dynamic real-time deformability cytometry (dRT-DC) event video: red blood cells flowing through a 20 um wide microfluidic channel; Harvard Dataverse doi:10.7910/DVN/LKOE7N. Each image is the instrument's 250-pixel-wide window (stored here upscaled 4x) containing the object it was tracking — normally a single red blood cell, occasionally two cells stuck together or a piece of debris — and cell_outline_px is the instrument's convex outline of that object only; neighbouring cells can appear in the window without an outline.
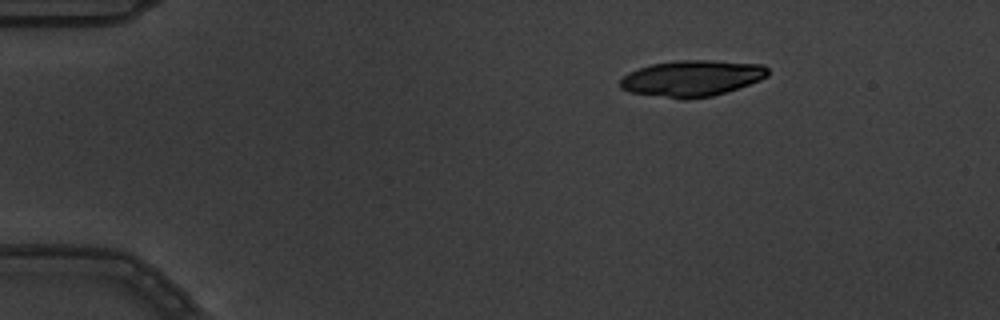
{"species": "common noctule bat (a hibernating species)", "species_latin": "Nyctalus noctula", "temperature_condition": "warm", "stored_images_in_passage": 3, "camera_frame_rate_fps": 3000, "um_per_image_px": 0.085, "animal": {"sex": "male", "body_mass_g": 19.5, "forearm_length_mm": 54.6}, "frame": {"image": 1, "passage_image": 1, "time_ms": 0.0, "image_size_px": [1000, 320], "cell_outline_px": [[768, 76], [760, 80], [712, 96], [688, 100], [684, 100], [628, 92], [620, 88], [620, 80], [628, 72], [652, 64], [676, 60], [712, 60], [764, 64], [768, 68]], "centroid_in_image_um": [58.8, 6.66], "position_along_channel_um": 26.2, "area_um2": 31.21}}